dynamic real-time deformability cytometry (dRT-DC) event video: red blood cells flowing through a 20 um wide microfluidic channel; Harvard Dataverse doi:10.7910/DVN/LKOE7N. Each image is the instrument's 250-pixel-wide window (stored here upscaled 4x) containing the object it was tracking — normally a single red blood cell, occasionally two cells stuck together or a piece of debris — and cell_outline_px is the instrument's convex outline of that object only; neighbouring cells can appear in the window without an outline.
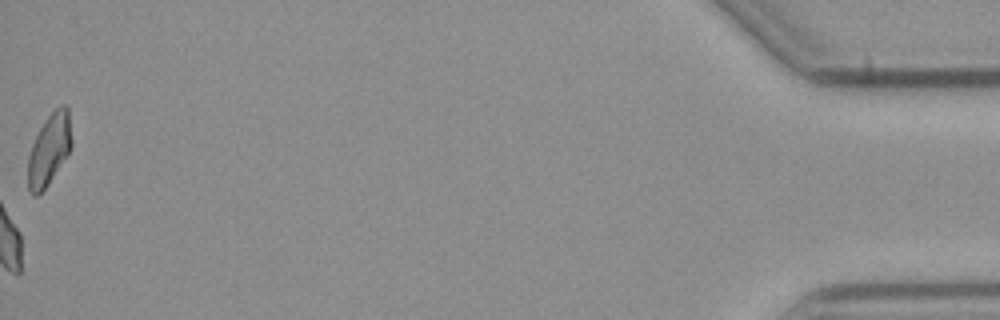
{"species": "common noctule bat (a hibernating species)", "species_latin": "Nyctalus noctula", "temperature_condition": "cold", "stored_images_in_passage": 55, "camera_frame_rate_fps": 3000, "um_per_image_px": 0.085, "animal": {"sex": "male", "body_mass_g": 23.1, "forearm_length_mm": 52.7}, "frame": {"image": 1, "passage_image": 55, "time_ms": 18.0, "image_size_px": [1000, 320], "cell_outline_px": [[72, 144], [68, 152], [48, 184], [36, 196], [32, 196], [28, 188], [28, 156], [32, 144], [40, 128], [48, 116], [60, 104], [64, 104], [68, 108], [72, 140]], "centroid_in_image_um": [4.17, 12.69], "position_along_channel_um": 431.0, "area_um2": 17.8}, "authors_computed_cell_mechanics": {"area_um2": 17.5712, "velocity_mm_per_s": 3.7759, "shape_relaxation_time_tau1_ms": 5.6875, "shape_relaxation_time_tau2_ms": 4.4001, "deformation_change_tau1": 0.1077, "deformation_change_tau2": 0.089}}